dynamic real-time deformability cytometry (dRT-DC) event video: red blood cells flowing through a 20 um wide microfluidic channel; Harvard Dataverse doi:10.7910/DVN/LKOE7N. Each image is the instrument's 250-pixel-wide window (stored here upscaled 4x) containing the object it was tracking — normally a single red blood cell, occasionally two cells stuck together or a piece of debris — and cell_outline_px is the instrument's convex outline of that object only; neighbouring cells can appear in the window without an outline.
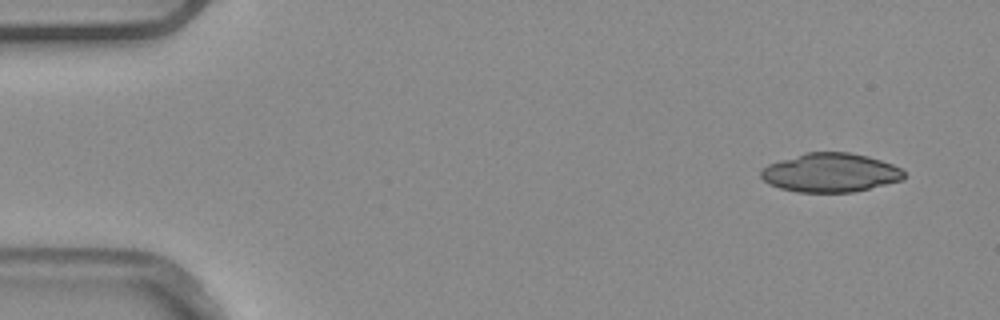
{"species": "common noctule bat (a hibernating species)", "species_latin": "Nyctalus noctula", "temperature_condition": "warm", "stored_images_in_passage": 4, "camera_frame_rate_fps": 3000, "um_per_image_px": 0.085, "animal": {"sex": "male", "body_mass_g": 20.4}, "frame": {"image": 1, "passage_image": 1, "time_ms": 0.0, "image_size_px": [1000, 320], "cell_outline_px": [[904, 180], [852, 192], [796, 192], [780, 188], [768, 184], [760, 176], [760, 172], [768, 164], [780, 160], [808, 152], [848, 152], [868, 156], [892, 164], [900, 168], [904, 172]], "centroid_in_image_um": [70.58, 14.68], "position_along_channel_um": 14.4, "area_um2": 32.31}}